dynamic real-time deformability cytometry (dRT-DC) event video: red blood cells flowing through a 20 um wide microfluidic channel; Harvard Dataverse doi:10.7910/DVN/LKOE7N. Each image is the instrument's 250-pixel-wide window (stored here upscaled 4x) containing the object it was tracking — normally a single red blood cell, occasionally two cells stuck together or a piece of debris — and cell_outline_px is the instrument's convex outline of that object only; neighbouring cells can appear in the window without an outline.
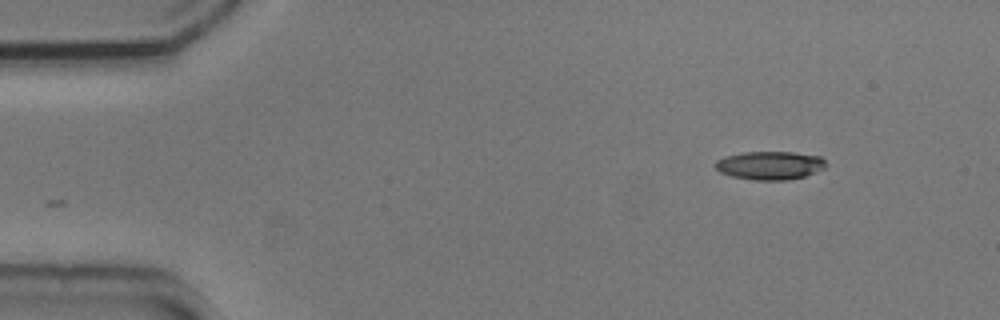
{"species": "common noctule bat (a hibernating species)", "species_latin": "Nyctalus noctula", "temperature_condition": "cold", "stored_images_in_passage": 49, "camera_frame_rate_fps": 3000, "um_per_image_px": 0.085, "animal": {"sex": "male", "body_mass_g": 20.5, "forearm_length_mm": 52.5}, "frame": {"image": 1, "passage_image": 1, "time_ms": 0.0, "image_size_px": [1000, 320], "cell_outline_px": [[828, 164], [824, 168], [804, 176], [788, 180], [752, 180], [732, 176], [720, 172], [712, 164], [716, 160], [724, 156], [744, 152], [792, 152], [820, 156]], "centroid_in_image_um": [65.41, 14.05], "position_along_channel_um": 19.6, "area_um2": 18.38}}
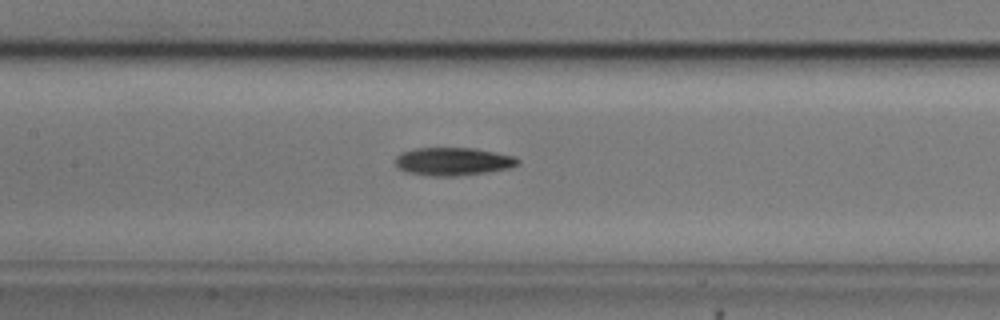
{"frame": {"image": 2, "passage_image": 20, "time_ms": 6.333, "image_size_px": [1000, 320], "cell_outline_px": [[520, 164], [512, 168], [488, 172], [456, 176], [432, 176], [404, 172], [396, 164], [396, 156], [400, 152], [412, 148], [476, 148], [516, 156], [520, 160]], "centroid_in_image_um": [38.55, 13.72], "position_along_channel_um": 168.9, "area_um2": 20.35}}
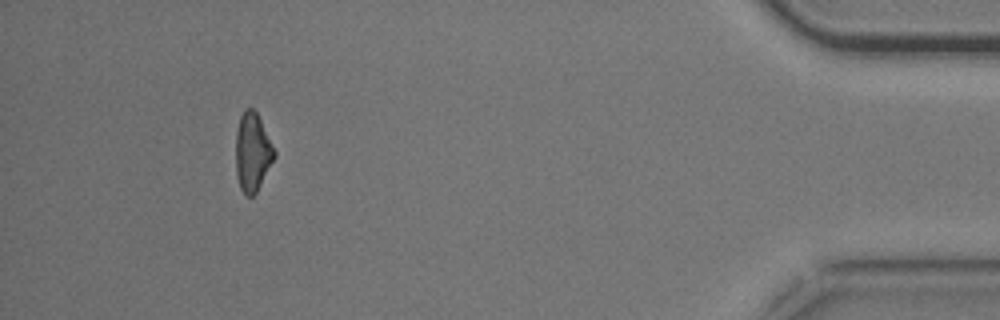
{"frame": {"image": 3, "passage_image": 45, "time_ms": 14.667, "image_size_px": [1000, 320], "cell_outline_px": [[276, 156], [256, 192], [252, 196], [244, 196], [240, 188], [236, 176], [236, 128], [240, 116], [244, 108], [252, 108], [256, 112], [276, 152]], "centroid_in_image_um": [21.44, 12.94], "position_along_channel_um": 413.8, "area_um2": 17.63}, "authors_computed_cell_mechanics": {"area_um2": 19.1318, "velocity_mm_per_s": 3.7044, "shape_relaxation_time_tau1_ms": 3.5524, "shape_relaxation_time_tau2_ms": 6.2056, "deformation_change_tau1": 0.1273, "deformation_change_tau2": 0.1594}}